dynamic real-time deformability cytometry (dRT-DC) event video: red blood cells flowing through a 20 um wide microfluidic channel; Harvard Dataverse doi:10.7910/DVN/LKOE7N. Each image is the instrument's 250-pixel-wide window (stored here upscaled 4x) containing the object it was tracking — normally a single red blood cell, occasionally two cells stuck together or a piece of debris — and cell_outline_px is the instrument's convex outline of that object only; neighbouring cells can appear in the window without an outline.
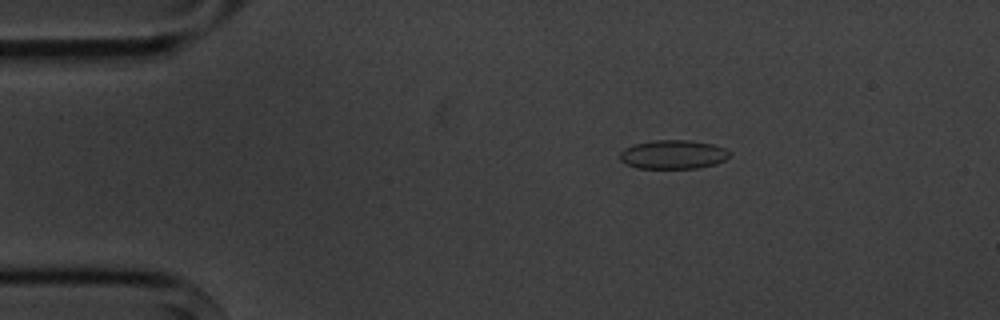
{"species": "common noctule bat (a hibernating species)", "species_latin": "Nyctalus noctula", "temperature_condition": "cold", "stored_images_in_passage": 4, "camera_frame_rate_fps": 3000, "um_per_image_px": 0.085, "animal": {"sex": "male", "body_mass_g": 20.1, "forearm_length_mm": 53.5}, "frame": {"image": 1, "passage_image": 2, "time_ms": 1.0, "image_size_px": [1000, 320], "cell_outline_px": [[728, 156], [724, 160], [716, 164], [696, 168], [636, 168], [620, 160], [620, 152], [624, 148], [632, 144], [656, 140], [688, 140], [712, 144], [724, 148], [728, 152]], "centroid_in_image_um": [57.18, 13.13], "position_along_channel_um": 27.8, "area_um2": 18.32}}
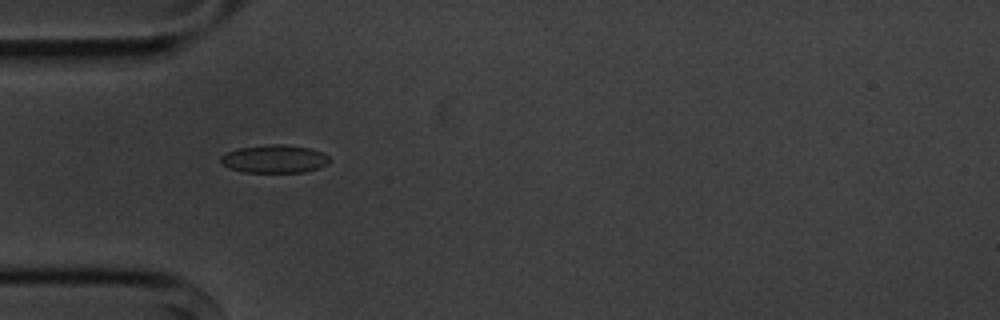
{"frame": {"image": 2, "passage_image": 4, "time_ms": 3.333, "image_size_px": [1000, 320], "cell_outline_px": [[332, 160], [328, 164], [304, 172], [244, 172], [228, 168], [220, 164], [220, 156], [228, 152], [240, 148], [268, 144], [280, 144], [312, 148], [328, 156]], "centroid_in_image_um": [23.31, 13.51], "position_along_channel_um": 61.7, "area_um2": 17.8}}